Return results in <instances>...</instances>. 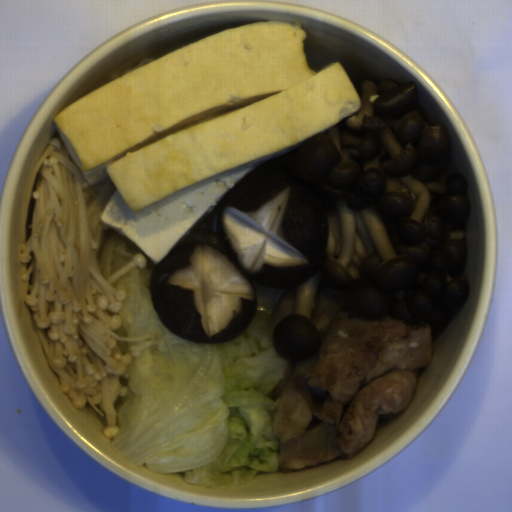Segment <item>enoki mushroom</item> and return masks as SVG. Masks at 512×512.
I'll list each match as a JSON object with an SVG mask.
<instances>
[{
    "mask_svg": "<svg viewBox=\"0 0 512 512\" xmlns=\"http://www.w3.org/2000/svg\"><path fill=\"white\" fill-rule=\"evenodd\" d=\"M30 237L22 244L20 262L33 260L21 277L31 275L25 303L39 330L45 357L61 389L76 408L89 402L104 416L103 433L121 431L114 406L128 386L130 359L160 341L156 325L145 335L119 337L125 285L113 283L132 268H146L147 257L136 253L110 276H104L97 252L104 229V208L116 186L107 176L88 183L62 140L51 137L37 164Z\"/></svg>",
    "mask_w": 512,
    "mask_h": 512,
    "instance_id": "enoki-mushroom-1",
    "label": "enoki mushroom"
}]
</instances>
